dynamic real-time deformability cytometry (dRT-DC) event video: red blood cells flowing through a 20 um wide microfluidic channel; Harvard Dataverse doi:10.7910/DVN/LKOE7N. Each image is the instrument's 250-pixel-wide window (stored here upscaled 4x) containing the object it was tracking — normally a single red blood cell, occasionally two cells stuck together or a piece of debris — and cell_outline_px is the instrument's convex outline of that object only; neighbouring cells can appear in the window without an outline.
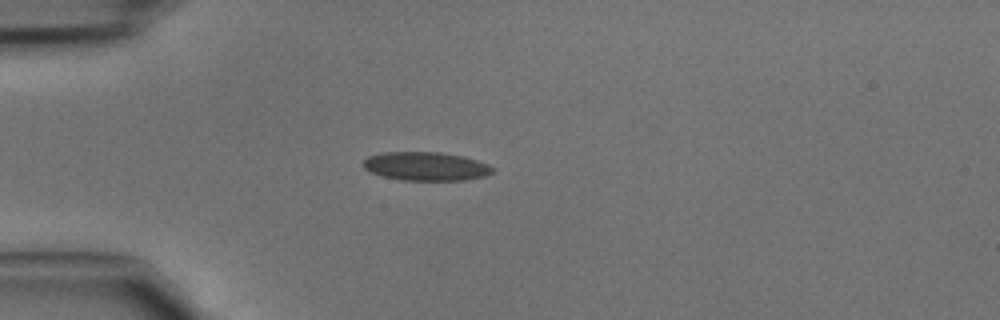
{"species": "common noctule bat (a hibernating species)", "species_latin": "Nyctalus noctula", "temperature_condition": "cold", "stored_images_in_passage": 34, "camera_frame_rate_fps": 3000, "um_per_image_px": 0.085, "animal": {"sex": "male", "body_mass_g": 15.6}, "frame": {"image": 1, "passage_image": 1, "time_ms": 0.0, "image_size_px": [1000, 320], "cell_outline_px": [[496, 168], [492, 172], [484, 176], [464, 180], [400, 180], [384, 176], [372, 172], [364, 168], [364, 160], [368, 156], [384, 152], [440, 152], [460, 156], [476, 160], [488, 164]], "centroid_in_image_um": [36.21, 14.13], "position_along_channel_um": 48.8, "area_um2": 21.39}}
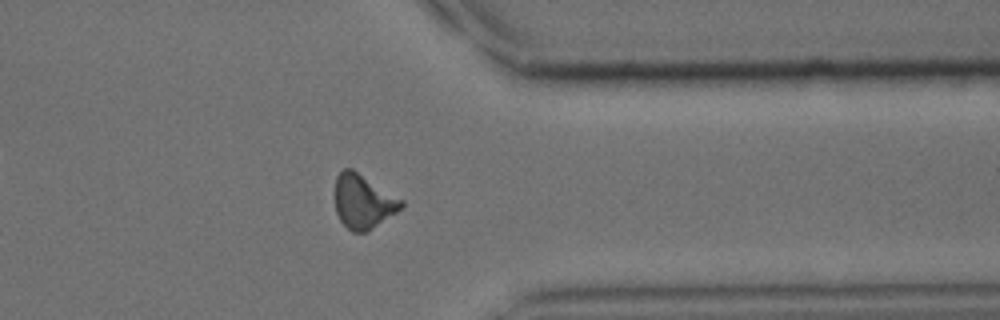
{"frame": {"image": 2, "passage_image": 25, "time_ms": 8.0, "image_size_px": [1000, 320], "cell_outline_px": [[404, 204], [396, 212], [368, 232], [352, 232], [340, 220], [336, 212], [336, 176], [344, 168], [352, 168], [404, 200]], "centroid_in_image_um": [30.88, 17.12], "position_along_channel_um": 380.5, "area_um2": 20.81}}
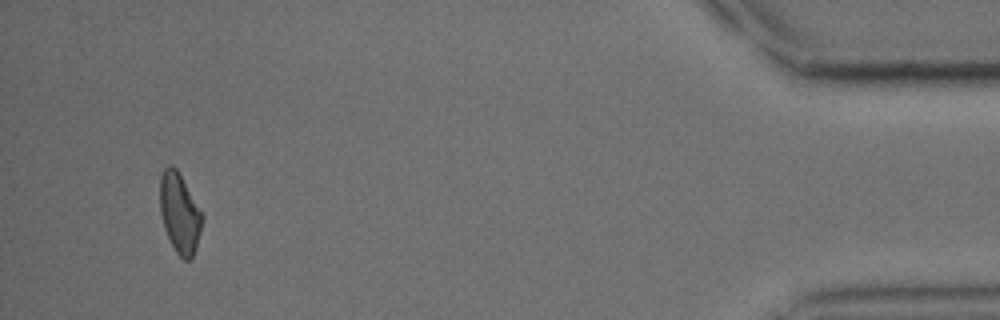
{"frame": {"image": 3, "passage_image": 32, "time_ms": 10.333, "image_size_px": [1000, 320], "cell_outline_px": [[204, 216], [196, 248], [192, 256], [188, 260], [184, 260], [176, 252], [164, 228], [160, 212], [160, 176], [164, 168], [168, 164], [172, 164], [176, 168]], "centroid_in_image_um": [15.26, 18.09], "position_along_channel_um": 419.9, "area_um2": 19.48}}